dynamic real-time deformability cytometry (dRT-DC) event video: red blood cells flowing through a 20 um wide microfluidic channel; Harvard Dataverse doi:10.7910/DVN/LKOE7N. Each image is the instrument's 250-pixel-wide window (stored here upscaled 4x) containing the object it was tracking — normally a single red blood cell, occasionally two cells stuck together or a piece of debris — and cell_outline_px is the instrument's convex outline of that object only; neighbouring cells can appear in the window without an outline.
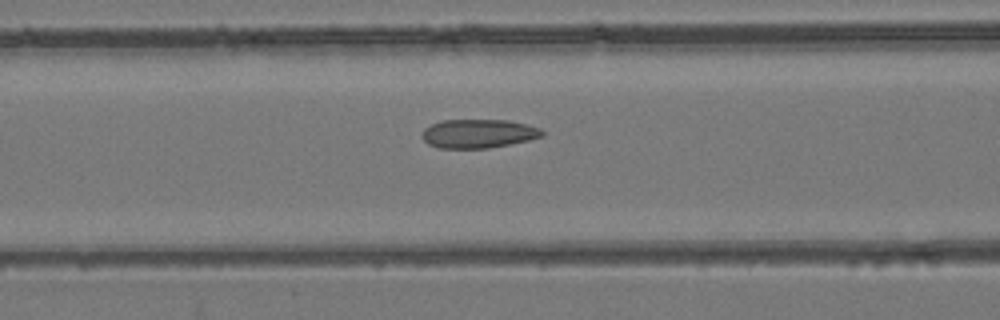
{"species": "common noctule bat (a hibernating species)", "species_latin": "Nyctalus noctula", "temperature_condition": "room temperature", "stored_images_in_passage": 38, "camera_frame_rate_fps": 3000, "um_per_image_px": 0.085, "animal": {"sex": "female", "body_mass_g": 24.6, "forearm_length_mm": 56.2}, "frame": {"image": 1, "passage_image": 6, "time_ms": 1.667, "image_size_px": [1000, 320], "cell_outline_px": [[544, 136], [528, 140], [488, 148], [440, 148], [428, 144], [420, 136], [424, 128], [432, 124], [444, 120], [508, 120], [540, 128], [544, 132]], "centroid_in_image_um": [40.64, 11.35], "position_along_channel_um": 126.0, "area_um2": 20.06}}
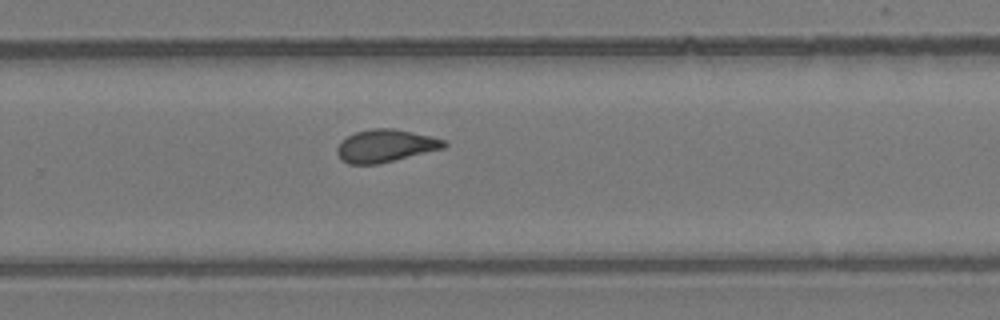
{"frame": {"image": 2, "passage_image": 19, "time_ms": 6.0, "image_size_px": [1000, 320], "cell_outline_px": [[448, 144], [444, 148], [380, 164], [348, 164], [340, 160], [336, 152], [336, 148], [348, 136], [356, 132], [372, 128], [392, 128], [412, 132], [444, 140]], "centroid_in_image_um": [32.74, 12.41], "position_along_channel_um": 297.1, "area_um2": 20.23}}
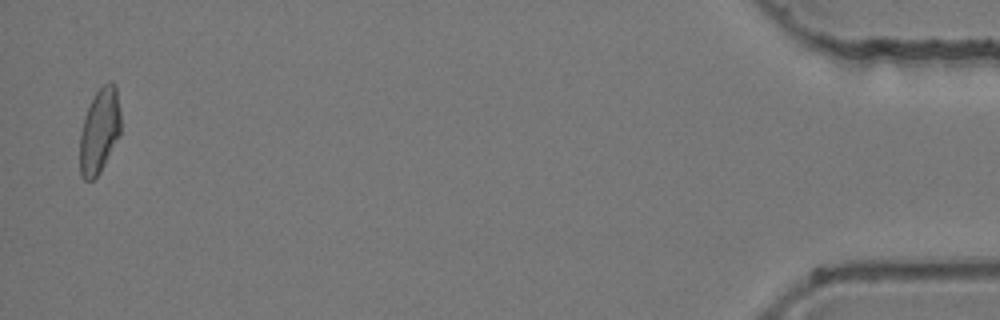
{"frame": {"image": 3, "passage_image": 36, "time_ms": 11.667, "image_size_px": [1000, 320], "cell_outline_px": [[120, 136], [100, 172], [92, 180], [84, 180], [80, 176], [80, 132], [84, 116], [96, 92], [104, 84], [112, 80], [116, 84], [120, 112]], "centroid_in_image_um": [8.46, 11.12], "position_along_channel_um": 426.7, "area_um2": 20.35}}